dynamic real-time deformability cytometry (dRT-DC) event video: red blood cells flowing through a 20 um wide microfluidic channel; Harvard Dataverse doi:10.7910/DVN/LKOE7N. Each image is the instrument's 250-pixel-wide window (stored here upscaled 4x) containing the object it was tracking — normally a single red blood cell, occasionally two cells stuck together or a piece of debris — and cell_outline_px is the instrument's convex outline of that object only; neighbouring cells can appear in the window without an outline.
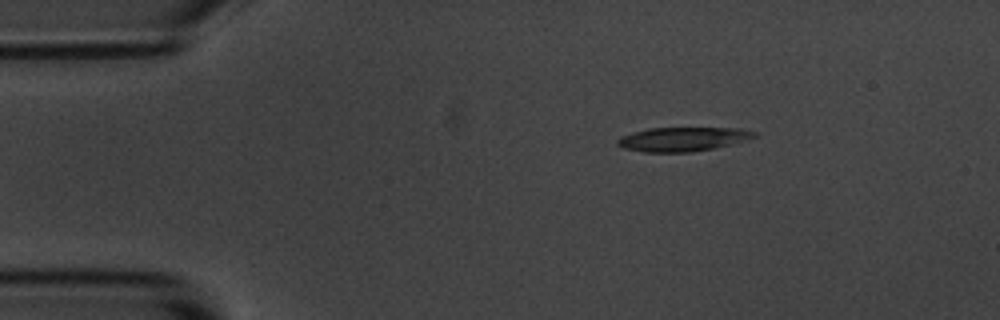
{"species": "common noctule bat (a hibernating species)", "species_latin": "Nyctalus noctula", "temperature_condition": "room temperature", "stored_images_in_passage": 3, "camera_frame_rate_fps": 3000, "um_per_image_px": 0.085, "animal": {"sex": "male", "body_mass_g": 20.1, "forearm_length_mm": 53.5}, "frame": {"image": 1, "passage_image": 1, "time_ms": 0.0, "image_size_px": [1000, 320], "cell_outline_px": [[756, 136], [728, 144], [712, 148], [692, 152], [644, 152], [624, 148], [616, 144], [616, 140], [620, 136], [632, 132], [648, 128], [740, 128], [756, 132]], "centroid_in_image_um": [57.94, 11.82], "position_along_channel_um": 27.1, "area_um2": 18.96}}
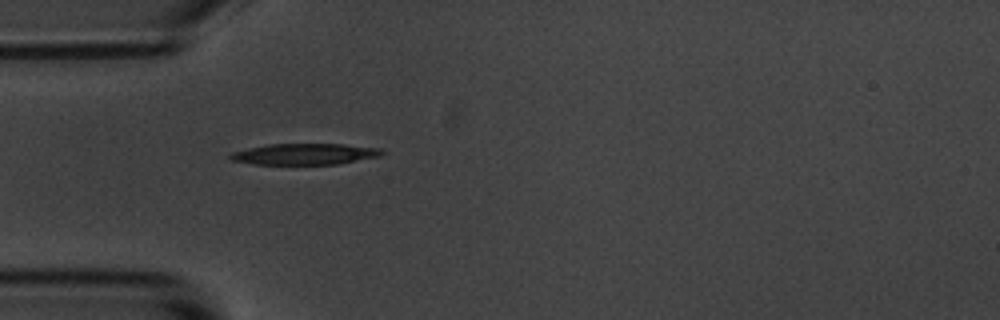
{"frame": {"image": 2, "passage_image": 3, "time_ms": 2.333, "image_size_px": [1000, 320], "cell_outline_px": [[388, 152], [380, 156], [336, 164], [252, 164], [232, 160], [228, 156], [232, 152], [248, 148], [268, 144], [344, 144], [384, 148]], "centroid_in_image_um": [25.97, 13.09], "position_along_channel_um": 59.0, "area_um2": 18.79}}